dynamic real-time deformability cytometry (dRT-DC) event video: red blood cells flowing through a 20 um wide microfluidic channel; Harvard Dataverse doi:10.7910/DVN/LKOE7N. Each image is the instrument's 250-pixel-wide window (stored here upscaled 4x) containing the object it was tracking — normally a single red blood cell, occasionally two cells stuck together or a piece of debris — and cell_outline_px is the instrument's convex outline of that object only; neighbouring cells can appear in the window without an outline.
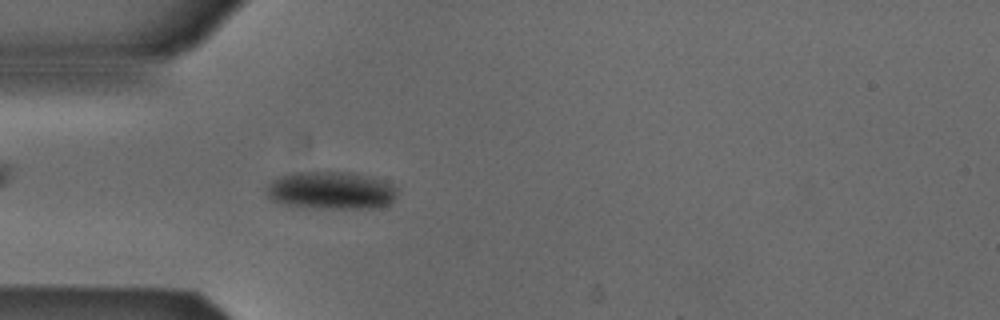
{"species": "Egyptian fruit bat (a non-hibernating species)", "species_latin": "Rousettus aegyptiacus", "temperature_condition": "cold", "stored_images_in_passage": 48, "camera_frame_rate_fps": 3000, "um_per_image_px": 0.085, "animal": {"sex": "male"}, "frame": {"image": 1, "passage_image": 10, "time_ms": 3.0, "image_size_px": [1000, 320], "cell_outline_px": [[396, 196], [392, 204], [376, 208], [308, 208], [284, 204], [272, 200], [264, 192], [264, 188], [272, 180], [280, 176], [296, 172], [352, 172], [384, 180], [392, 184], [396, 188]], "centroid_in_image_um": [28.13, 16.19], "position_along_channel_um": 56.9, "area_um2": 29.13}}
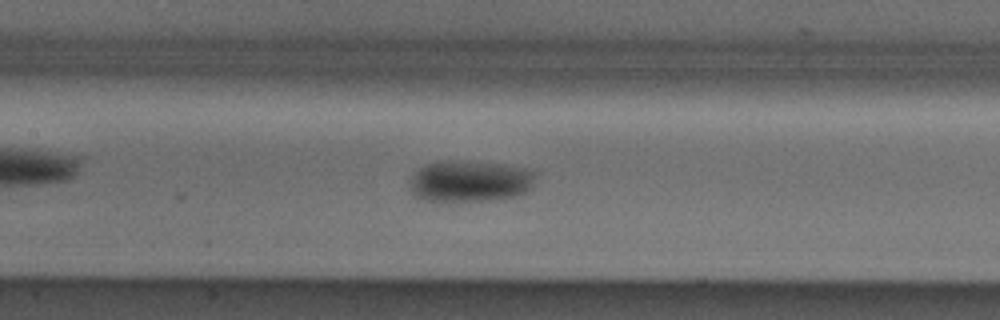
{"frame": {"image": 2, "passage_image": 19, "time_ms": 6.0, "image_size_px": [1000, 320], "cell_outline_px": [[532, 188], [520, 196], [492, 200], [424, 200], [416, 196], [408, 188], [408, 180], [420, 168], [428, 164], [440, 160], [444, 160], [500, 164], [520, 168], [532, 172]], "centroid_in_image_um": [39.88, 15.41], "position_along_channel_um": 167.5, "area_um2": 29.88}}
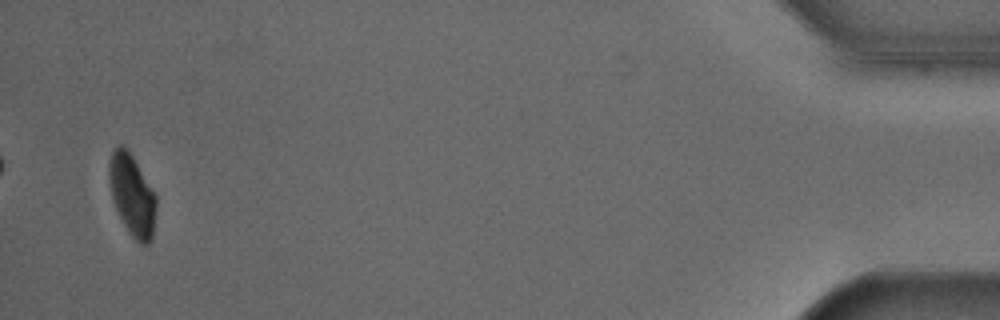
{"frame": {"image": 3, "passage_image": 46, "time_ms": 15.0, "image_size_px": [1000, 320], "cell_outline_px": [[156, 208], [152, 236], [148, 244], [140, 244], [128, 232], [112, 200], [108, 176], [108, 168], [112, 152], [120, 144], [124, 144], [128, 148], [156, 196]], "centroid_in_image_um": [11.21, 16.56], "position_along_channel_um": 424.0, "area_um2": 22.14}, "authors_computed_cell_mechanics": {"area_um2": 27.166, "velocity_mm_per_s": 3.8387, "shape_relaxation_time_tau1_ms": 3.4386, "shape_relaxation_time_tau2_ms": null, "deformation_change_tau1": 0.0688, "deformation_change_tau2": null}}